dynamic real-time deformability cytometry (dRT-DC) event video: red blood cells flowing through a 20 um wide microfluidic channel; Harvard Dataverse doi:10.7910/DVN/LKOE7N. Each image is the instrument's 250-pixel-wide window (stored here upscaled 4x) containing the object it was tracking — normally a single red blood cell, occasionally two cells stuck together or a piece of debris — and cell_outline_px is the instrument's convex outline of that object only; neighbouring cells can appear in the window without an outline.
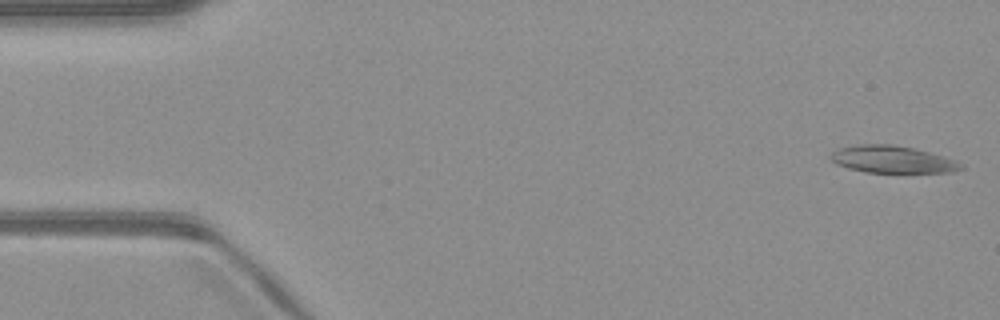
{"species": "common noctule bat (a hibernating species)", "species_latin": "Nyctalus noctula", "temperature_condition": "warm", "stored_images_in_passage": 51, "camera_frame_rate_fps": 3000, "um_per_image_px": 0.085, "animal": {"sex": "male", "body_mass_g": 23.1, "forearm_length_mm": 52.7}, "frame": {"image": 1, "passage_image": 1, "time_ms": 0.0, "image_size_px": [1000, 320], "cell_outline_px": [[964, 168], [952, 172], [864, 172], [848, 168], [836, 164], [828, 156], [836, 148], [856, 144], [892, 144], [912, 148], [928, 152], [956, 160], [964, 164]], "centroid_in_image_um": [75.81, 13.54], "position_along_channel_um": 9.2, "area_um2": 20.69}}
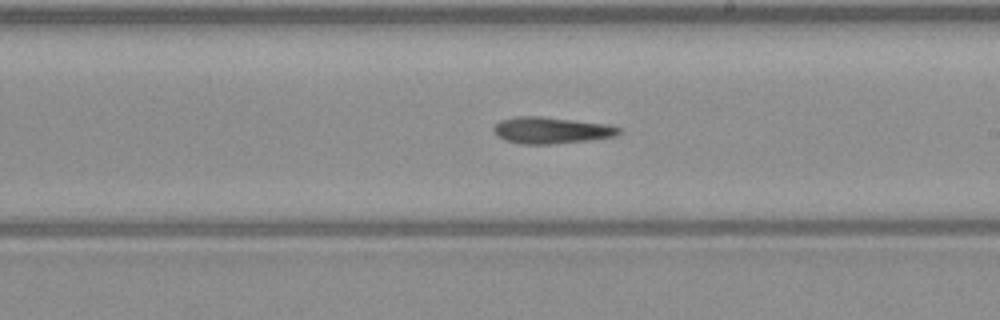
{"frame": {"image": 2, "passage_image": 28, "time_ms": 9.0, "image_size_px": [1000, 320], "cell_outline_px": [[620, 132], [616, 136], [592, 140], [552, 144], [520, 144], [504, 140], [496, 136], [492, 128], [500, 120], [516, 116], [540, 116], [608, 124], [620, 128]], "centroid_in_image_um": [46.83, 11.08], "position_along_channel_um": 242.2, "area_um2": 19.54}}
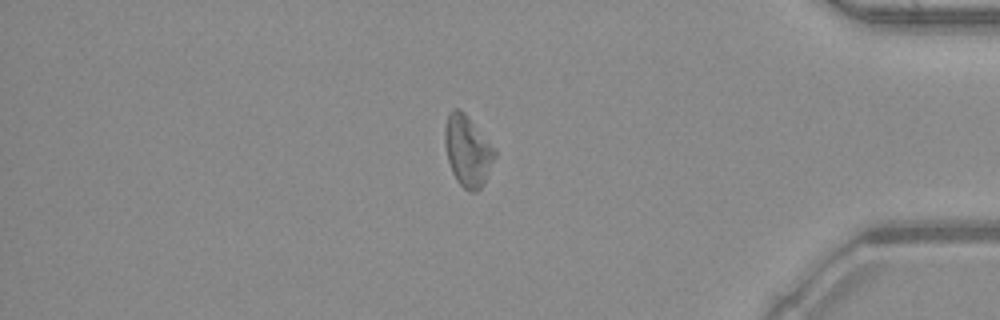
{"frame": {"image": 3, "passage_image": 42, "time_ms": 13.667, "image_size_px": [1000, 320], "cell_outline_px": [[496, 156], [484, 184], [476, 192], [468, 192], [456, 180], [452, 172], [448, 160], [444, 144], [444, 128], [448, 116], [456, 108], [460, 108], [464, 112], [496, 148]], "centroid_in_image_um": [39.76, 12.84], "position_along_channel_um": 395.4, "area_um2": 20.75}, "authors_computed_cell_mechanics": {"area_um2": 19.941, "velocity_mm_per_s": 4.0508, "shape_relaxation_time_tau1_ms": 9.5664, "shape_relaxation_time_tau2_ms": null, "deformation_change_tau1": 0.223, "deformation_change_tau2": null}}